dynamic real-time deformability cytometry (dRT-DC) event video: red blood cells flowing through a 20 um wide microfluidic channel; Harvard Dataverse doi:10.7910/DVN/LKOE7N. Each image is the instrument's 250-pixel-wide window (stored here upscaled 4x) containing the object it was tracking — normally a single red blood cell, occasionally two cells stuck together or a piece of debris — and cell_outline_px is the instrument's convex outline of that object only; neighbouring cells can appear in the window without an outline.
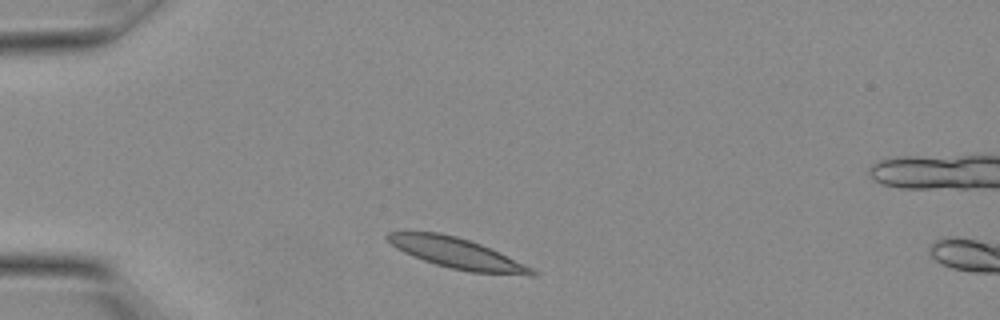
{"species": "Egyptian fruit bat (a non-hibernating species)", "species_latin": "Rousettus aegyptiacus", "temperature_condition": "warm", "stored_images_in_passage": 3, "camera_frame_rate_fps": 3000, "um_per_image_px": 0.085, "animal": {"sex": "female"}, "frame": {"image": 1, "passage_image": 1, "time_ms": 0.0, "image_size_px": [1000, 320], "cell_outline_px": [[536, 272], [532, 276], [528, 276], [472, 272], [452, 268], [436, 264], [424, 260], [404, 252], [396, 248], [384, 236], [388, 232], [436, 232], [456, 236], [480, 244], [524, 264], [532, 268]], "centroid_in_image_um": [38.83, 21.53], "position_along_channel_um": 46.2, "area_um2": 25.09}}